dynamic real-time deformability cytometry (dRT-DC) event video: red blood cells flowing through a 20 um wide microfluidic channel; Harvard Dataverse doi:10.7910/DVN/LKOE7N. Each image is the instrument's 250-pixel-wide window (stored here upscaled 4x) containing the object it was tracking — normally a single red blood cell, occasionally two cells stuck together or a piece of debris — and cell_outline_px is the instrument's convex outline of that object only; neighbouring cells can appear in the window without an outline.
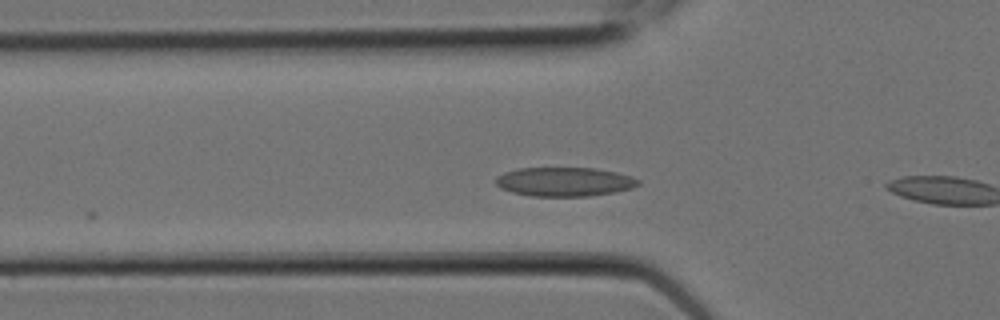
{"species": "Egyptian fruit bat (a non-hibernating species)", "species_latin": "Rousettus aegyptiacus", "temperature_condition": "room temperature", "stored_images_in_passage": 4, "camera_frame_rate_fps": 3000, "um_per_image_px": 0.085, "animal": {"sex": "female"}, "frame": {"image": 1, "passage_image": 4, "time_ms": 1.0, "image_size_px": [1000, 320], "cell_outline_px": [[640, 184], [632, 188], [616, 192], [588, 196], [532, 196], [512, 192], [500, 188], [496, 184], [496, 176], [504, 172], [516, 168], [596, 168], [616, 172], [632, 176], [640, 180]], "centroid_in_image_um": [47.99, 15.44], "position_along_channel_um": 77.8, "area_um2": 24.28}}